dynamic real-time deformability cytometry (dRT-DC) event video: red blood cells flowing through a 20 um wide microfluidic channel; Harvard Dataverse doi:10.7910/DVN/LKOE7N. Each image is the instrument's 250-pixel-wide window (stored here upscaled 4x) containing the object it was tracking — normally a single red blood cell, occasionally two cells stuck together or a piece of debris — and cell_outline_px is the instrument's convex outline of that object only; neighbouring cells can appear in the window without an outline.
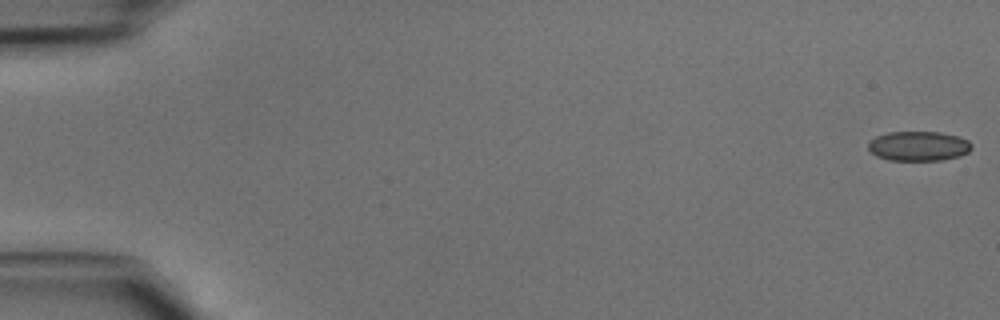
{"species": "common noctule bat (a hibernating species)", "species_latin": "Nyctalus noctula", "temperature_condition": "cold", "stored_images_in_passage": 47, "camera_frame_rate_fps": 3000, "um_per_image_px": 0.085, "animal": {"sex": "male", "body_mass_g": 15.6}, "frame": {"image": 1, "passage_image": 1, "time_ms": 0.0, "image_size_px": [1000, 320], "cell_outline_px": [[972, 148], [968, 152], [960, 156], [940, 160], [888, 160], [876, 156], [868, 148], [868, 140], [876, 136], [888, 132], [940, 132], [956, 136], [968, 140], [972, 144]], "centroid_in_image_um": [78.06, 12.41], "position_along_channel_um": 6.9, "area_um2": 17.92}}
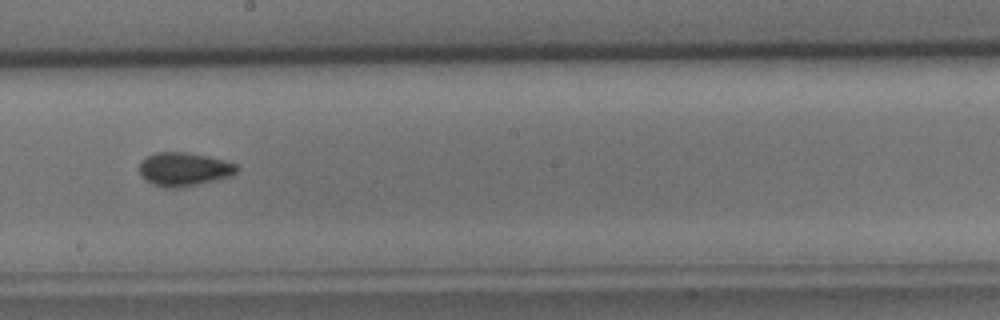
{"frame": {"image": 2, "passage_image": 27, "time_ms": 8.667, "image_size_px": [1000, 320], "cell_outline_px": [[240, 168], [232, 176], [216, 180], [180, 188], [164, 188], [152, 184], [144, 180], [140, 176], [140, 164], [148, 156], [156, 152], [188, 152], [208, 156], [224, 160], [236, 164]], "centroid_in_image_um": [15.65, 14.39], "position_along_channel_um": 232.5, "area_um2": 19.25}}
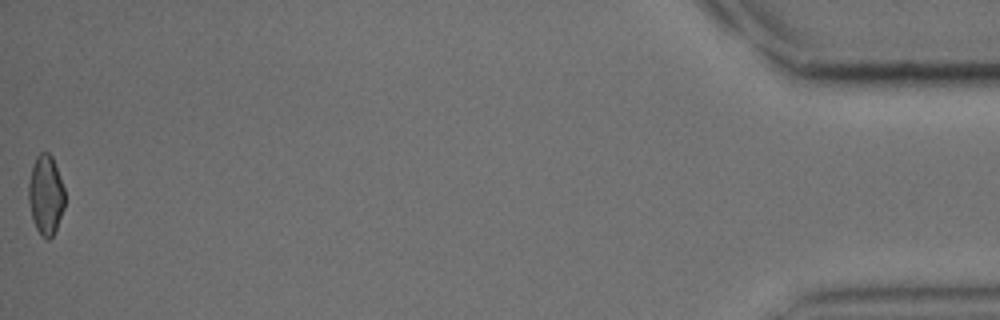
{"frame": {"image": 3, "passage_image": 47, "time_ms": 15.333, "image_size_px": [1000, 320], "cell_outline_px": [[64, 208], [56, 228], [52, 236], [48, 240], [36, 228], [32, 220], [28, 200], [28, 184], [32, 164], [36, 156], [40, 152], [48, 152], [52, 156], [60, 176], [64, 188]], "centroid_in_image_um": [3.87, 16.53], "position_along_channel_um": 431.3, "area_um2": 16.82}}